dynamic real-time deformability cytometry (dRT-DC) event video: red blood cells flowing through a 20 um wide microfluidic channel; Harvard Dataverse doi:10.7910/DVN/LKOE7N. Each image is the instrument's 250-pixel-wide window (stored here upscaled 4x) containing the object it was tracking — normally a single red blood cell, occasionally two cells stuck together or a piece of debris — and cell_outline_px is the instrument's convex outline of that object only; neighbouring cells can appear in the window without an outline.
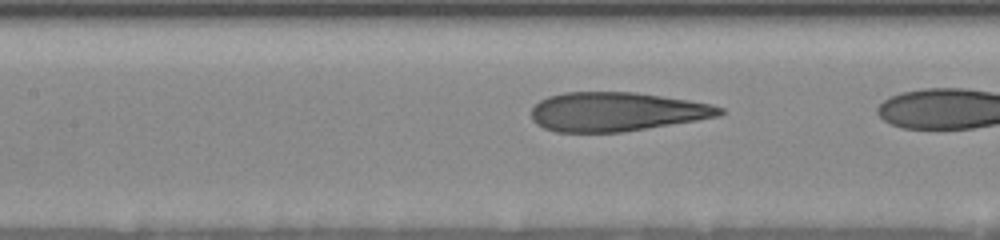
{"species": "human", "species_latin": "Homo sapiens", "temperature_condition": "room temperature", "stored_images_in_passage": 27, "camera_frame_rate_fps": 3000, "um_per_image_px": 0.085, "donor": {"sex": "female"}, "frame": {"image": 1, "passage_image": 23, "time_ms": 6.0, "image_size_px": [1000, 240], "cell_outline_px": [[724, 112], [720, 116], [624, 132], [556, 132], [544, 128], [536, 124], [532, 120], [532, 108], [540, 100], [548, 96], [564, 92], [636, 92], [688, 100], [712, 104], [724, 108]], "centroid_in_image_um": [52.39, 9.49], "position_along_channel_um": 155.0, "area_um2": 42.89}}